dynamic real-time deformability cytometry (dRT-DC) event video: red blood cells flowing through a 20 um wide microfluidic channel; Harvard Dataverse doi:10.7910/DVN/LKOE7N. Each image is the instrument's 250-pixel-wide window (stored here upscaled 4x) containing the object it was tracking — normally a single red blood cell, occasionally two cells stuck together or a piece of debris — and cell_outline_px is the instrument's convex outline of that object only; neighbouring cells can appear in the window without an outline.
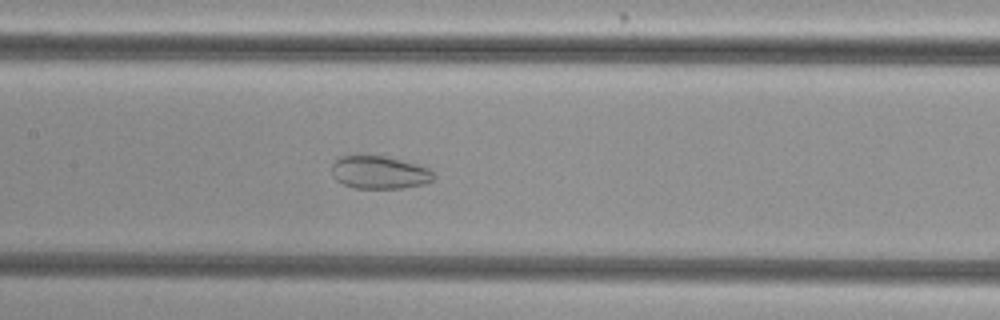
{"species": "common noctule bat (a hibernating species)", "species_latin": "Nyctalus noctula", "temperature_condition": "cold", "stored_images_in_passage": 49, "camera_frame_rate_fps": 3000, "um_per_image_px": 0.085, "animal": {"sex": "female", "body_mass_g": 29.2, "forearm_length_mm": 56.3}, "frame": {"image": 1, "passage_image": 20, "time_ms": 6.333, "image_size_px": [1000, 320], "cell_outline_px": [[436, 176], [432, 180], [424, 184], [400, 188], [356, 188], [344, 184], [336, 180], [332, 176], [332, 164], [340, 156], [384, 156], [416, 164], [428, 168]], "centroid_in_image_um": [32.24, 14.66], "position_along_channel_um": 175.2, "area_um2": 19.31}}
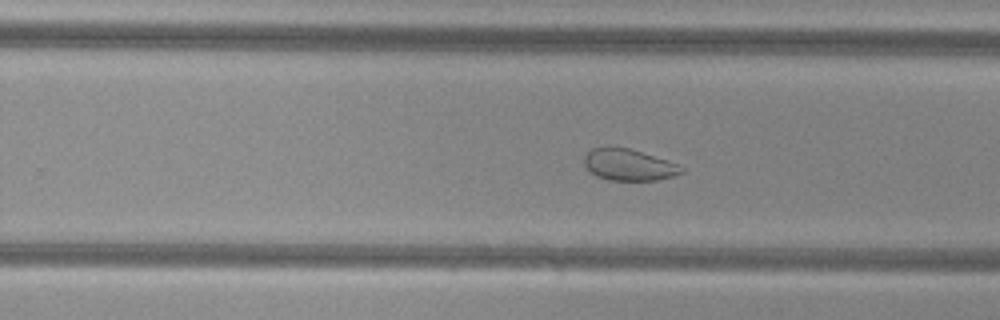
{"frame": {"image": 2, "passage_image": 28, "time_ms": 9.0, "image_size_px": [1000, 320], "cell_outline_px": [[684, 172], [672, 176], [656, 180], [608, 180], [596, 176], [584, 164], [584, 156], [592, 148], [608, 144], [628, 148], [668, 160], [684, 168]], "centroid_in_image_um": [53.41, 13.98], "position_along_channel_um": 276.4, "area_um2": 18.03}}
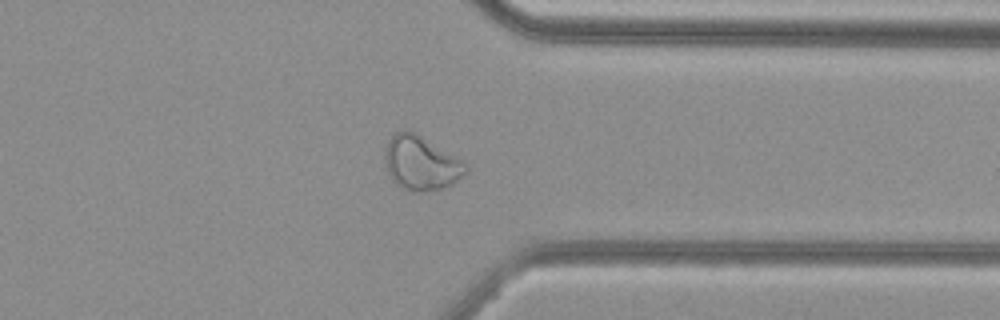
{"frame": {"image": 3, "passage_image": 36, "time_ms": 11.667, "image_size_px": [1000, 320], "cell_outline_px": [[468, 172], [452, 184], [440, 188], [420, 192], [408, 192], [396, 184], [388, 176], [384, 160], [384, 152], [388, 140], [400, 128], [408, 128], [416, 132], [460, 160], [468, 168]], "centroid_in_image_um": [35.72, 13.85], "position_along_channel_um": 375.7, "area_um2": 25.72}, "authors_computed_cell_mechanics": {"area_um2": 26.4724, "velocity_mm_per_s": 3.8066, "shape_relaxation_time_tau1_ms": null, "shape_relaxation_time_tau2_ms": 1.8632, "deformation_change_tau1": null, "deformation_change_tau2": 0.064}}